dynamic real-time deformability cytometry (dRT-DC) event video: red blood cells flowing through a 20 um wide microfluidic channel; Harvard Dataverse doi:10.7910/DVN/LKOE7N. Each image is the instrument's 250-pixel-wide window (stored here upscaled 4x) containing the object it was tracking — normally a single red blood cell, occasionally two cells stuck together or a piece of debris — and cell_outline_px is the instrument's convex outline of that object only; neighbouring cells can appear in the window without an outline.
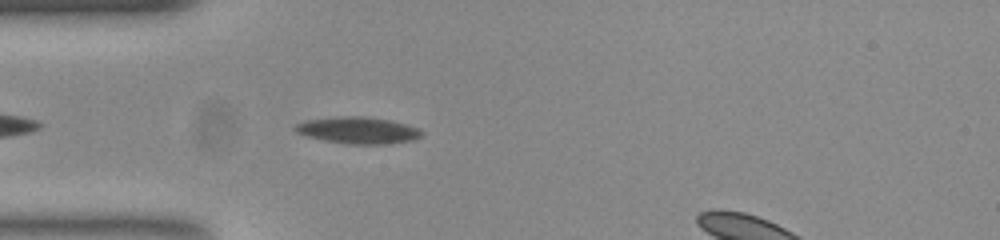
{"species": "common noctule bat (a hibernating species)", "species_latin": "Nyctalus noctula", "temperature_condition": "room temperature", "stored_images_in_passage": 37, "camera_frame_rate_fps": 3000, "um_per_image_px": 0.085, "animal": {"sex": "female", "body_mass_g": 23.0, "forearm_length_mm": 53.4}, "frame": {"image": 1, "passage_image": 4, "time_ms": 1.0, "image_size_px": [1000, 240], "cell_outline_px": [[424, 132], [420, 136], [412, 140], [384, 144], [348, 144], [324, 140], [308, 136], [296, 132], [292, 128], [296, 124], [308, 120], [340, 116], [364, 116], [392, 120], [420, 128]], "centroid_in_image_um": [30.45, 11.07], "position_along_channel_um": 54.5, "area_um2": 19.65}}
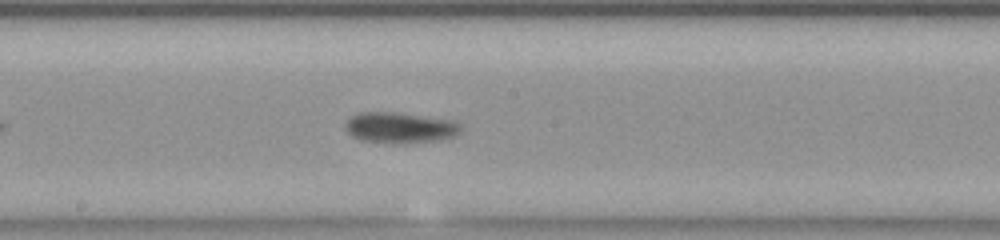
{"frame": {"image": 2, "passage_image": 17, "time_ms": 5.333, "image_size_px": [1000, 240], "cell_outline_px": [[460, 132], [452, 136], [432, 140], [400, 144], [392, 144], [360, 140], [352, 136], [344, 128], [344, 124], [352, 116], [360, 112], [400, 112], [456, 120], [460, 124]], "centroid_in_image_um": [33.97, 10.84], "position_along_channel_um": 214.2, "area_um2": 20.92}}
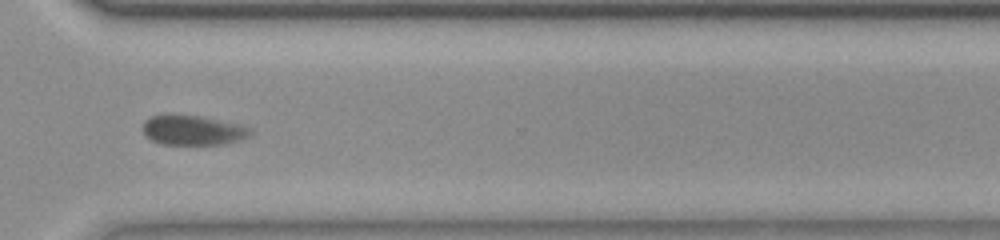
{"frame": {"image": 3, "passage_image": 28, "time_ms": 9.0, "image_size_px": [1000, 240], "cell_outline_px": [[252, 132], [248, 136], [240, 140], [224, 144], [160, 144], [152, 140], [144, 132], [144, 120], [152, 116], [164, 112], [172, 112], [200, 116], [236, 124], [252, 128]], "centroid_in_image_um": [16.35, 11.03], "position_along_channel_um": 354.2, "area_um2": 18.9}}